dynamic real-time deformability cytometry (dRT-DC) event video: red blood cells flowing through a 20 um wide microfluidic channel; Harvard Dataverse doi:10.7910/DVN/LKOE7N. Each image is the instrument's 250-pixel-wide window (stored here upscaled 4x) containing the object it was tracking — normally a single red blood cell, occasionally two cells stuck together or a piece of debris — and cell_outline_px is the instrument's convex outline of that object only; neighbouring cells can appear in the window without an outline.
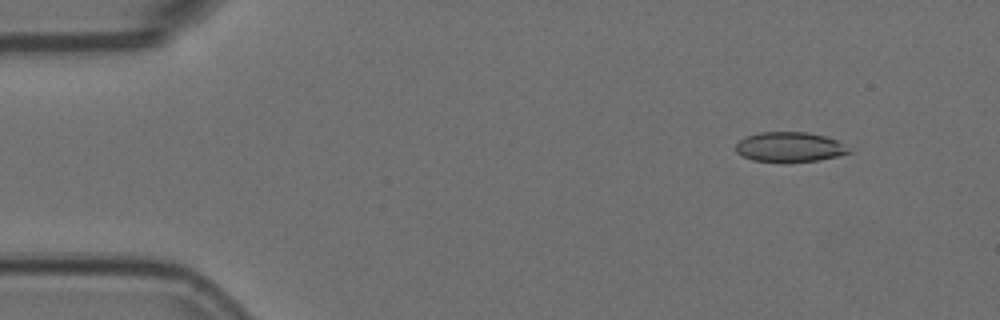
{"species": "Egyptian fruit bat (a non-hibernating species)", "species_latin": "Rousettus aegyptiacus", "temperature_condition": "room temperature", "stored_images_in_passage": 13, "camera_frame_rate_fps": 3000, "um_per_image_px": 0.085, "animal": {"sex": "female"}, "frame": {"image": 1, "passage_image": 2, "time_ms": 0.333, "image_size_px": [1000, 320], "cell_outline_px": [[852, 152], [840, 156], [816, 160], [784, 164], [752, 160], [740, 156], [736, 152], [736, 144], [740, 140], [748, 136], [760, 132], [808, 132], [824, 136], [836, 140]], "centroid_in_image_um": [67.07, 12.53], "position_along_channel_um": 17.9, "area_um2": 20.0}}
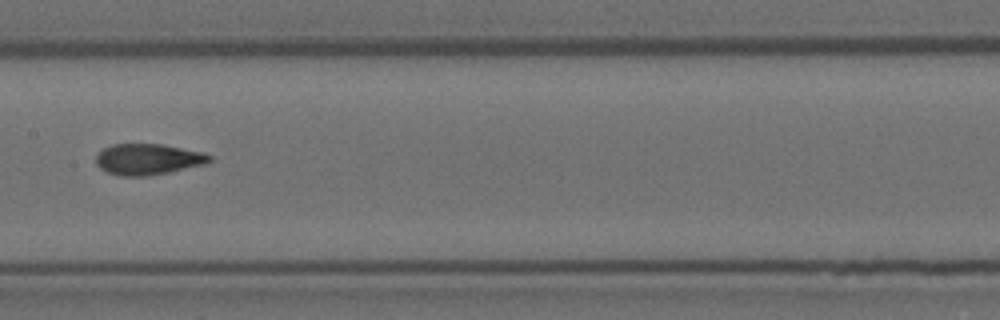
{"frame": {"image": 2, "passage_image": 7, "time_ms": 2.0, "image_size_px": [1000, 320], "cell_outline_px": [[212, 160], [204, 164], [168, 172], [148, 176], [120, 176], [108, 172], [100, 168], [96, 164], [96, 156], [104, 148], [112, 144], [164, 144], [200, 152], [212, 156]], "centroid_in_image_um": [12.56, 13.54], "position_along_channel_um": 194.8, "area_um2": 20.35}}
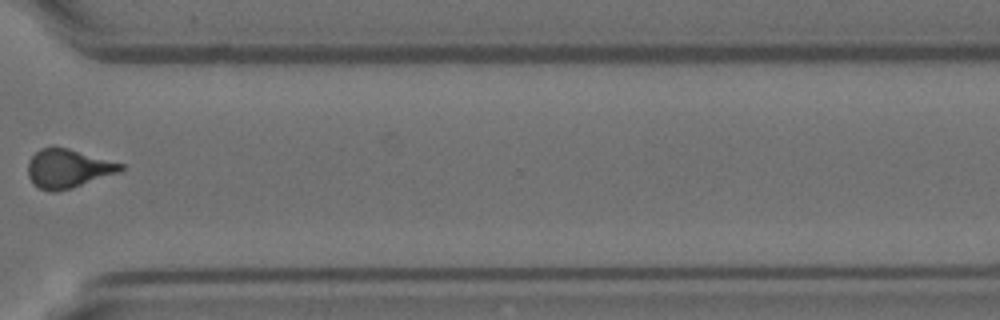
{"frame": {"image": 3, "passage_image": 11, "time_ms": 3.333, "image_size_px": [1000, 320], "cell_outline_px": [[124, 168], [120, 172], [72, 188], [56, 192], [52, 192], [40, 188], [32, 184], [28, 176], [28, 160], [40, 148], [68, 148], [124, 164]], "centroid_in_image_um": [5.77, 14.34], "position_along_channel_um": 364.8, "area_um2": 20.87}}